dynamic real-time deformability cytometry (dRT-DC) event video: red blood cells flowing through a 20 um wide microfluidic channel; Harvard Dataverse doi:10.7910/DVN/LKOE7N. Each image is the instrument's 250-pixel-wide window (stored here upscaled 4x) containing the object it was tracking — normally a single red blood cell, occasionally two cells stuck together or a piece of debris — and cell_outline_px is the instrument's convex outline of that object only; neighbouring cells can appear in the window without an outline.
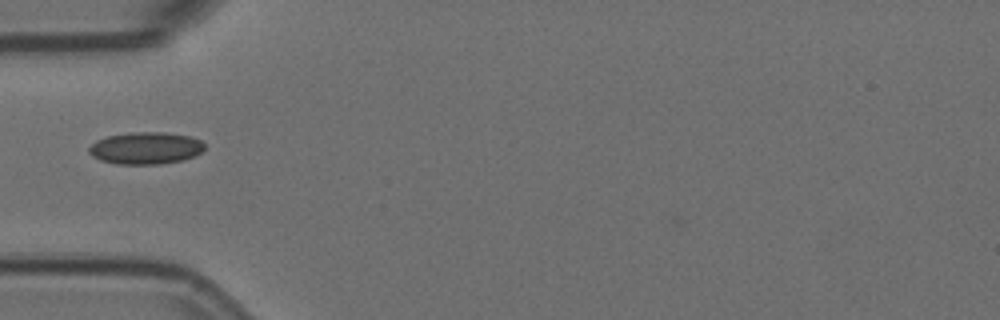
{"species": "Egyptian fruit bat (a non-hibernating species)", "species_latin": "Rousettus aegyptiacus", "temperature_condition": "room temperature", "stored_images_in_passage": 7, "camera_frame_rate_fps": 3000, "um_per_image_px": 0.085, "animal": {"sex": "female"}, "frame": {"image": 1, "passage_image": 4, "time_ms": 1.0, "image_size_px": [1000, 320], "cell_outline_px": [[204, 148], [196, 156], [184, 160], [160, 164], [116, 164], [100, 160], [92, 156], [88, 152], [88, 148], [96, 140], [108, 136], [132, 132], [164, 132], [192, 136], [200, 140], [204, 144]], "centroid_in_image_um": [12.39, 12.59], "position_along_channel_um": 72.6, "area_um2": 21.79}}
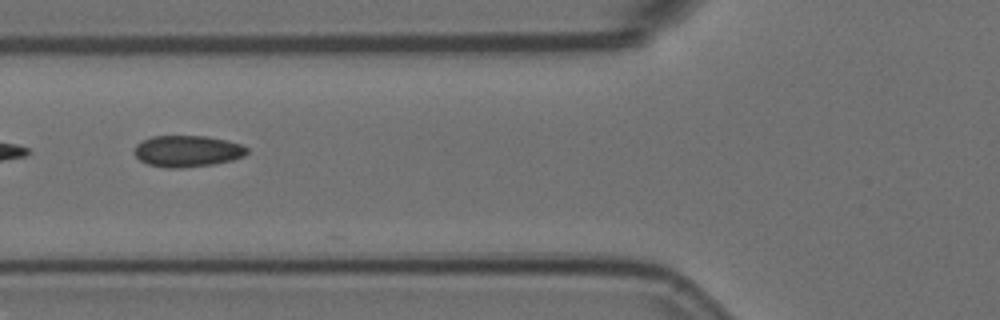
{"frame": {"image": 2, "passage_image": 5, "time_ms": 1.333, "image_size_px": [1000, 320], "cell_outline_px": [[248, 152], [244, 156], [232, 160], [212, 164], [180, 168], [164, 168], [148, 164], [140, 160], [132, 152], [136, 144], [152, 136], [204, 136], [228, 140], [240, 144], [248, 148]], "centroid_in_image_um": [15.91, 12.85], "position_along_channel_um": 109.9, "area_um2": 20.69}}
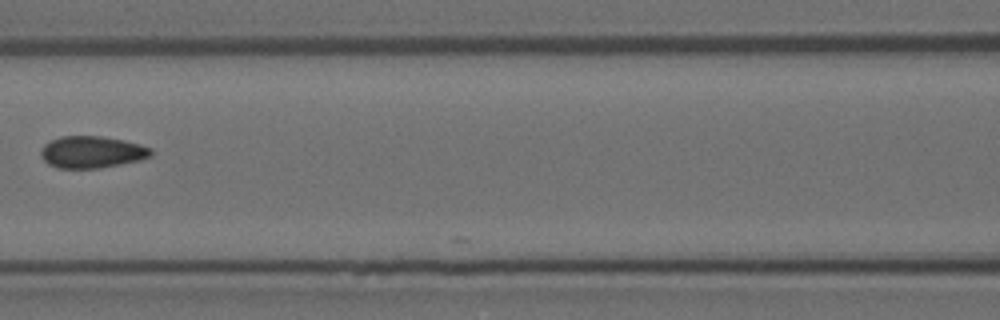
{"frame": {"image": 3, "passage_image": 6, "time_ms": 1.667, "image_size_px": [1000, 320], "cell_outline_px": [[152, 156], [140, 160], [100, 168], [56, 168], [48, 164], [40, 156], [40, 152], [44, 144], [60, 136], [100, 136], [124, 140], [140, 144], [152, 148]], "centroid_in_image_um": [7.81, 12.92], "position_along_channel_um": 158.8, "area_um2": 20.58}}